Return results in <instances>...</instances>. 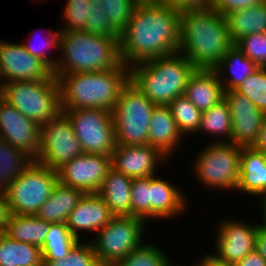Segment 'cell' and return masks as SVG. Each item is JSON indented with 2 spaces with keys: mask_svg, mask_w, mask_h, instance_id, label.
Wrapping results in <instances>:
<instances>
[{
  "mask_svg": "<svg viewBox=\"0 0 266 266\" xmlns=\"http://www.w3.org/2000/svg\"><path fill=\"white\" fill-rule=\"evenodd\" d=\"M234 45L258 67H266V32L247 35Z\"/></svg>",
  "mask_w": 266,
  "mask_h": 266,
  "instance_id": "obj_39",
  "label": "cell"
},
{
  "mask_svg": "<svg viewBox=\"0 0 266 266\" xmlns=\"http://www.w3.org/2000/svg\"><path fill=\"white\" fill-rule=\"evenodd\" d=\"M145 221L133 216H114L91 242L100 265L114 266L142 243ZM143 229V230H142Z\"/></svg>",
  "mask_w": 266,
  "mask_h": 266,
  "instance_id": "obj_9",
  "label": "cell"
},
{
  "mask_svg": "<svg viewBox=\"0 0 266 266\" xmlns=\"http://www.w3.org/2000/svg\"><path fill=\"white\" fill-rule=\"evenodd\" d=\"M61 109L95 108L112 112L130 81V67L101 72L58 74Z\"/></svg>",
  "mask_w": 266,
  "mask_h": 266,
  "instance_id": "obj_3",
  "label": "cell"
},
{
  "mask_svg": "<svg viewBox=\"0 0 266 266\" xmlns=\"http://www.w3.org/2000/svg\"><path fill=\"white\" fill-rule=\"evenodd\" d=\"M180 191L162 178L150 176V217L169 218L186 210Z\"/></svg>",
  "mask_w": 266,
  "mask_h": 266,
  "instance_id": "obj_24",
  "label": "cell"
},
{
  "mask_svg": "<svg viewBox=\"0 0 266 266\" xmlns=\"http://www.w3.org/2000/svg\"><path fill=\"white\" fill-rule=\"evenodd\" d=\"M236 190L266 198V154L251 147H242Z\"/></svg>",
  "mask_w": 266,
  "mask_h": 266,
  "instance_id": "obj_22",
  "label": "cell"
},
{
  "mask_svg": "<svg viewBox=\"0 0 266 266\" xmlns=\"http://www.w3.org/2000/svg\"><path fill=\"white\" fill-rule=\"evenodd\" d=\"M83 194L81 190L58 181L36 215L48 223H66Z\"/></svg>",
  "mask_w": 266,
  "mask_h": 266,
  "instance_id": "obj_25",
  "label": "cell"
},
{
  "mask_svg": "<svg viewBox=\"0 0 266 266\" xmlns=\"http://www.w3.org/2000/svg\"><path fill=\"white\" fill-rule=\"evenodd\" d=\"M102 10L110 24L121 33L127 26L137 0H102Z\"/></svg>",
  "mask_w": 266,
  "mask_h": 266,
  "instance_id": "obj_36",
  "label": "cell"
},
{
  "mask_svg": "<svg viewBox=\"0 0 266 266\" xmlns=\"http://www.w3.org/2000/svg\"><path fill=\"white\" fill-rule=\"evenodd\" d=\"M64 10L66 26L62 31L85 29L89 19V0H67Z\"/></svg>",
  "mask_w": 266,
  "mask_h": 266,
  "instance_id": "obj_41",
  "label": "cell"
},
{
  "mask_svg": "<svg viewBox=\"0 0 266 266\" xmlns=\"http://www.w3.org/2000/svg\"><path fill=\"white\" fill-rule=\"evenodd\" d=\"M138 2L164 1V0H137Z\"/></svg>",
  "mask_w": 266,
  "mask_h": 266,
  "instance_id": "obj_52",
  "label": "cell"
},
{
  "mask_svg": "<svg viewBox=\"0 0 266 266\" xmlns=\"http://www.w3.org/2000/svg\"><path fill=\"white\" fill-rule=\"evenodd\" d=\"M155 106L129 81L112 110L116 145H147Z\"/></svg>",
  "mask_w": 266,
  "mask_h": 266,
  "instance_id": "obj_7",
  "label": "cell"
},
{
  "mask_svg": "<svg viewBox=\"0 0 266 266\" xmlns=\"http://www.w3.org/2000/svg\"><path fill=\"white\" fill-rule=\"evenodd\" d=\"M102 3V0H89V19L84 31L100 36L120 37V33L107 20Z\"/></svg>",
  "mask_w": 266,
  "mask_h": 266,
  "instance_id": "obj_40",
  "label": "cell"
},
{
  "mask_svg": "<svg viewBox=\"0 0 266 266\" xmlns=\"http://www.w3.org/2000/svg\"><path fill=\"white\" fill-rule=\"evenodd\" d=\"M196 68L179 51L131 65L130 82L155 105L183 95Z\"/></svg>",
  "mask_w": 266,
  "mask_h": 266,
  "instance_id": "obj_5",
  "label": "cell"
},
{
  "mask_svg": "<svg viewBox=\"0 0 266 266\" xmlns=\"http://www.w3.org/2000/svg\"><path fill=\"white\" fill-rule=\"evenodd\" d=\"M168 106L182 135L197 132L202 112L184 94L176 97Z\"/></svg>",
  "mask_w": 266,
  "mask_h": 266,
  "instance_id": "obj_33",
  "label": "cell"
},
{
  "mask_svg": "<svg viewBox=\"0 0 266 266\" xmlns=\"http://www.w3.org/2000/svg\"><path fill=\"white\" fill-rule=\"evenodd\" d=\"M112 168L129 178L155 175L159 160L165 157L158 149L147 145H116L112 155ZM157 164V165H156Z\"/></svg>",
  "mask_w": 266,
  "mask_h": 266,
  "instance_id": "obj_18",
  "label": "cell"
},
{
  "mask_svg": "<svg viewBox=\"0 0 266 266\" xmlns=\"http://www.w3.org/2000/svg\"><path fill=\"white\" fill-rule=\"evenodd\" d=\"M233 44L226 17L213 8L181 11L179 52L196 69H213Z\"/></svg>",
  "mask_w": 266,
  "mask_h": 266,
  "instance_id": "obj_2",
  "label": "cell"
},
{
  "mask_svg": "<svg viewBox=\"0 0 266 266\" xmlns=\"http://www.w3.org/2000/svg\"><path fill=\"white\" fill-rule=\"evenodd\" d=\"M259 67L248 57H246L234 44L227 50L222 60L213 68L218 77H223L222 73L228 69L231 76L225 80H220L224 91L235 90L241 83L253 74ZM223 81V82H222ZM226 82V83H225ZM225 85H224V84ZM225 86V87H224Z\"/></svg>",
  "mask_w": 266,
  "mask_h": 266,
  "instance_id": "obj_28",
  "label": "cell"
},
{
  "mask_svg": "<svg viewBox=\"0 0 266 266\" xmlns=\"http://www.w3.org/2000/svg\"><path fill=\"white\" fill-rule=\"evenodd\" d=\"M80 239H77L66 223H50L49 231L42 246L43 261L66 258L69 251Z\"/></svg>",
  "mask_w": 266,
  "mask_h": 266,
  "instance_id": "obj_30",
  "label": "cell"
},
{
  "mask_svg": "<svg viewBox=\"0 0 266 266\" xmlns=\"http://www.w3.org/2000/svg\"><path fill=\"white\" fill-rule=\"evenodd\" d=\"M250 147L256 151L266 154V112L264 113L262 126L257 134V138Z\"/></svg>",
  "mask_w": 266,
  "mask_h": 266,
  "instance_id": "obj_46",
  "label": "cell"
},
{
  "mask_svg": "<svg viewBox=\"0 0 266 266\" xmlns=\"http://www.w3.org/2000/svg\"><path fill=\"white\" fill-rule=\"evenodd\" d=\"M58 182L57 171L32 161L7 183L6 200L10 214L36 215Z\"/></svg>",
  "mask_w": 266,
  "mask_h": 266,
  "instance_id": "obj_8",
  "label": "cell"
},
{
  "mask_svg": "<svg viewBox=\"0 0 266 266\" xmlns=\"http://www.w3.org/2000/svg\"><path fill=\"white\" fill-rule=\"evenodd\" d=\"M263 2L266 0H215L213 9L220 15L226 16L230 12L250 8Z\"/></svg>",
  "mask_w": 266,
  "mask_h": 266,
  "instance_id": "obj_43",
  "label": "cell"
},
{
  "mask_svg": "<svg viewBox=\"0 0 266 266\" xmlns=\"http://www.w3.org/2000/svg\"><path fill=\"white\" fill-rule=\"evenodd\" d=\"M43 266H100L91 243H80L72 247L66 258L43 261Z\"/></svg>",
  "mask_w": 266,
  "mask_h": 266,
  "instance_id": "obj_38",
  "label": "cell"
},
{
  "mask_svg": "<svg viewBox=\"0 0 266 266\" xmlns=\"http://www.w3.org/2000/svg\"><path fill=\"white\" fill-rule=\"evenodd\" d=\"M0 266H43L42 250L0 234Z\"/></svg>",
  "mask_w": 266,
  "mask_h": 266,
  "instance_id": "obj_29",
  "label": "cell"
},
{
  "mask_svg": "<svg viewBox=\"0 0 266 266\" xmlns=\"http://www.w3.org/2000/svg\"><path fill=\"white\" fill-rule=\"evenodd\" d=\"M224 99L229 105L232 117L231 143L250 147L260 131L264 112L236 90L225 91Z\"/></svg>",
  "mask_w": 266,
  "mask_h": 266,
  "instance_id": "obj_16",
  "label": "cell"
},
{
  "mask_svg": "<svg viewBox=\"0 0 266 266\" xmlns=\"http://www.w3.org/2000/svg\"><path fill=\"white\" fill-rule=\"evenodd\" d=\"M0 139L24 151L33 161L39 154L40 125L0 96Z\"/></svg>",
  "mask_w": 266,
  "mask_h": 266,
  "instance_id": "obj_15",
  "label": "cell"
},
{
  "mask_svg": "<svg viewBox=\"0 0 266 266\" xmlns=\"http://www.w3.org/2000/svg\"><path fill=\"white\" fill-rule=\"evenodd\" d=\"M114 216L98 193H84L77 206L69 213L66 225L79 239L78 230L98 232Z\"/></svg>",
  "mask_w": 266,
  "mask_h": 266,
  "instance_id": "obj_19",
  "label": "cell"
},
{
  "mask_svg": "<svg viewBox=\"0 0 266 266\" xmlns=\"http://www.w3.org/2000/svg\"><path fill=\"white\" fill-rule=\"evenodd\" d=\"M213 69H196L189 77L184 95L201 112L224 99V88Z\"/></svg>",
  "mask_w": 266,
  "mask_h": 266,
  "instance_id": "obj_20",
  "label": "cell"
},
{
  "mask_svg": "<svg viewBox=\"0 0 266 266\" xmlns=\"http://www.w3.org/2000/svg\"><path fill=\"white\" fill-rule=\"evenodd\" d=\"M237 266H265V259L259 254V252L254 249L248 255H246L242 260L236 263Z\"/></svg>",
  "mask_w": 266,
  "mask_h": 266,
  "instance_id": "obj_45",
  "label": "cell"
},
{
  "mask_svg": "<svg viewBox=\"0 0 266 266\" xmlns=\"http://www.w3.org/2000/svg\"><path fill=\"white\" fill-rule=\"evenodd\" d=\"M170 260L154 244L143 243L114 266H172Z\"/></svg>",
  "mask_w": 266,
  "mask_h": 266,
  "instance_id": "obj_34",
  "label": "cell"
},
{
  "mask_svg": "<svg viewBox=\"0 0 266 266\" xmlns=\"http://www.w3.org/2000/svg\"><path fill=\"white\" fill-rule=\"evenodd\" d=\"M52 75L53 71L23 44L0 41V77L5 79L2 82L48 80Z\"/></svg>",
  "mask_w": 266,
  "mask_h": 266,
  "instance_id": "obj_14",
  "label": "cell"
},
{
  "mask_svg": "<svg viewBox=\"0 0 266 266\" xmlns=\"http://www.w3.org/2000/svg\"><path fill=\"white\" fill-rule=\"evenodd\" d=\"M178 11L213 8L215 0H164Z\"/></svg>",
  "mask_w": 266,
  "mask_h": 266,
  "instance_id": "obj_44",
  "label": "cell"
},
{
  "mask_svg": "<svg viewBox=\"0 0 266 266\" xmlns=\"http://www.w3.org/2000/svg\"><path fill=\"white\" fill-rule=\"evenodd\" d=\"M197 266H237L236 263L225 262L219 260L218 258L214 257L213 255H206Z\"/></svg>",
  "mask_w": 266,
  "mask_h": 266,
  "instance_id": "obj_49",
  "label": "cell"
},
{
  "mask_svg": "<svg viewBox=\"0 0 266 266\" xmlns=\"http://www.w3.org/2000/svg\"><path fill=\"white\" fill-rule=\"evenodd\" d=\"M198 131H205L209 134L218 135V137H220L219 135H224V137H228V143L231 142L232 117L225 99L212 106L209 110L202 112Z\"/></svg>",
  "mask_w": 266,
  "mask_h": 266,
  "instance_id": "obj_31",
  "label": "cell"
},
{
  "mask_svg": "<svg viewBox=\"0 0 266 266\" xmlns=\"http://www.w3.org/2000/svg\"><path fill=\"white\" fill-rule=\"evenodd\" d=\"M83 153L68 116L61 111L40 126L39 154L34 160L57 171Z\"/></svg>",
  "mask_w": 266,
  "mask_h": 266,
  "instance_id": "obj_12",
  "label": "cell"
},
{
  "mask_svg": "<svg viewBox=\"0 0 266 266\" xmlns=\"http://www.w3.org/2000/svg\"><path fill=\"white\" fill-rule=\"evenodd\" d=\"M111 168V156L82 153L57 170L58 181L83 193H97Z\"/></svg>",
  "mask_w": 266,
  "mask_h": 266,
  "instance_id": "obj_13",
  "label": "cell"
},
{
  "mask_svg": "<svg viewBox=\"0 0 266 266\" xmlns=\"http://www.w3.org/2000/svg\"><path fill=\"white\" fill-rule=\"evenodd\" d=\"M120 37L100 36L84 30L61 31L59 49L65 53L53 71L58 74L101 72L121 63Z\"/></svg>",
  "mask_w": 266,
  "mask_h": 266,
  "instance_id": "obj_4",
  "label": "cell"
},
{
  "mask_svg": "<svg viewBox=\"0 0 266 266\" xmlns=\"http://www.w3.org/2000/svg\"><path fill=\"white\" fill-rule=\"evenodd\" d=\"M0 80H1V77H0ZM2 86H3V83L0 82V93H1V91H2Z\"/></svg>",
  "mask_w": 266,
  "mask_h": 266,
  "instance_id": "obj_53",
  "label": "cell"
},
{
  "mask_svg": "<svg viewBox=\"0 0 266 266\" xmlns=\"http://www.w3.org/2000/svg\"><path fill=\"white\" fill-rule=\"evenodd\" d=\"M242 146L216 141L201 152L194 168L198 178L211 188L237 189Z\"/></svg>",
  "mask_w": 266,
  "mask_h": 266,
  "instance_id": "obj_11",
  "label": "cell"
},
{
  "mask_svg": "<svg viewBox=\"0 0 266 266\" xmlns=\"http://www.w3.org/2000/svg\"><path fill=\"white\" fill-rule=\"evenodd\" d=\"M60 35H61V32H52L51 31V35L49 36V40L47 39V43L44 44L45 46H48V47H52L53 49L54 48H57L60 46ZM51 39V40H50ZM46 42V41H45ZM27 43V44H26ZM24 43L23 42V45L25 47V49L34 57L40 59L42 62H44L52 71H54L55 67L57 66V60H53V58L49 57L47 52L45 50H42L41 48H36V46H33L31 45L29 42H26ZM42 45V46H44ZM44 46V49H46V47ZM47 47V48H48Z\"/></svg>",
  "mask_w": 266,
  "mask_h": 266,
  "instance_id": "obj_42",
  "label": "cell"
},
{
  "mask_svg": "<svg viewBox=\"0 0 266 266\" xmlns=\"http://www.w3.org/2000/svg\"><path fill=\"white\" fill-rule=\"evenodd\" d=\"M131 216L144 221L150 217V176L132 179Z\"/></svg>",
  "mask_w": 266,
  "mask_h": 266,
  "instance_id": "obj_37",
  "label": "cell"
},
{
  "mask_svg": "<svg viewBox=\"0 0 266 266\" xmlns=\"http://www.w3.org/2000/svg\"><path fill=\"white\" fill-rule=\"evenodd\" d=\"M218 229L217 254L213 256L219 260L237 263L255 249L259 224L250 225L233 221V219H225Z\"/></svg>",
  "mask_w": 266,
  "mask_h": 266,
  "instance_id": "obj_17",
  "label": "cell"
},
{
  "mask_svg": "<svg viewBox=\"0 0 266 266\" xmlns=\"http://www.w3.org/2000/svg\"><path fill=\"white\" fill-rule=\"evenodd\" d=\"M9 209L6 200V194L0 192V229L4 231L6 221L9 217Z\"/></svg>",
  "mask_w": 266,
  "mask_h": 266,
  "instance_id": "obj_48",
  "label": "cell"
},
{
  "mask_svg": "<svg viewBox=\"0 0 266 266\" xmlns=\"http://www.w3.org/2000/svg\"><path fill=\"white\" fill-rule=\"evenodd\" d=\"M32 161L24 151L0 139V175L6 183L15 179Z\"/></svg>",
  "mask_w": 266,
  "mask_h": 266,
  "instance_id": "obj_32",
  "label": "cell"
},
{
  "mask_svg": "<svg viewBox=\"0 0 266 266\" xmlns=\"http://www.w3.org/2000/svg\"><path fill=\"white\" fill-rule=\"evenodd\" d=\"M245 95L260 111L266 112V67H259L235 89Z\"/></svg>",
  "mask_w": 266,
  "mask_h": 266,
  "instance_id": "obj_35",
  "label": "cell"
},
{
  "mask_svg": "<svg viewBox=\"0 0 266 266\" xmlns=\"http://www.w3.org/2000/svg\"><path fill=\"white\" fill-rule=\"evenodd\" d=\"M181 12L165 1L138 2L120 33L124 65L167 56L179 51Z\"/></svg>",
  "mask_w": 266,
  "mask_h": 266,
  "instance_id": "obj_1",
  "label": "cell"
},
{
  "mask_svg": "<svg viewBox=\"0 0 266 266\" xmlns=\"http://www.w3.org/2000/svg\"><path fill=\"white\" fill-rule=\"evenodd\" d=\"M225 17L229 37L234 44L247 35L266 32V2L230 12Z\"/></svg>",
  "mask_w": 266,
  "mask_h": 266,
  "instance_id": "obj_27",
  "label": "cell"
},
{
  "mask_svg": "<svg viewBox=\"0 0 266 266\" xmlns=\"http://www.w3.org/2000/svg\"><path fill=\"white\" fill-rule=\"evenodd\" d=\"M83 153L111 156L116 147L112 112L95 108L62 109Z\"/></svg>",
  "mask_w": 266,
  "mask_h": 266,
  "instance_id": "obj_10",
  "label": "cell"
},
{
  "mask_svg": "<svg viewBox=\"0 0 266 266\" xmlns=\"http://www.w3.org/2000/svg\"><path fill=\"white\" fill-rule=\"evenodd\" d=\"M255 249L266 261V230L259 224V230L256 235Z\"/></svg>",
  "mask_w": 266,
  "mask_h": 266,
  "instance_id": "obj_47",
  "label": "cell"
},
{
  "mask_svg": "<svg viewBox=\"0 0 266 266\" xmlns=\"http://www.w3.org/2000/svg\"><path fill=\"white\" fill-rule=\"evenodd\" d=\"M0 96L40 126L62 111L59 84L54 75L48 80L3 83Z\"/></svg>",
  "mask_w": 266,
  "mask_h": 266,
  "instance_id": "obj_6",
  "label": "cell"
},
{
  "mask_svg": "<svg viewBox=\"0 0 266 266\" xmlns=\"http://www.w3.org/2000/svg\"><path fill=\"white\" fill-rule=\"evenodd\" d=\"M49 227L50 223L37 215L9 214L3 232L13 240L42 248Z\"/></svg>",
  "mask_w": 266,
  "mask_h": 266,
  "instance_id": "obj_26",
  "label": "cell"
},
{
  "mask_svg": "<svg viewBox=\"0 0 266 266\" xmlns=\"http://www.w3.org/2000/svg\"><path fill=\"white\" fill-rule=\"evenodd\" d=\"M132 178L111 168L97 193L115 216H131Z\"/></svg>",
  "mask_w": 266,
  "mask_h": 266,
  "instance_id": "obj_23",
  "label": "cell"
},
{
  "mask_svg": "<svg viewBox=\"0 0 266 266\" xmlns=\"http://www.w3.org/2000/svg\"><path fill=\"white\" fill-rule=\"evenodd\" d=\"M183 137L168 105H156L153 109L148 134V144L169 156Z\"/></svg>",
  "mask_w": 266,
  "mask_h": 266,
  "instance_id": "obj_21",
  "label": "cell"
},
{
  "mask_svg": "<svg viewBox=\"0 0 266 266\" xmlns=\"http://www.w3.org/2000/svg\"><path fill=\"white\" fill-rule=\"evenodd\" d=\"M263 200H261L262 202H263V204L262 205H264L263 206V214H264V223L262 222V224H260V226L263 228V229H265L266 230V198H262Z\"/></svg>",
  "mask_w": 266,
  "mask_h": 266,
  "instance_id": "obj_50",
  "label": "cell"
},
{
  "mask_svg": "<svg viewBox=\"0 0 266 266\" xmlns=\"http://www.w3.org/2000/svg\"><path fill=\"white\" fill-rule=\"evenodd\" d=\"M7 189V183L4 181V179L0 175V192L6 193Z\"/></svg>",
  "mask_w": 266,
  "mask_h": 266,
  "instance_id": "obj_51",
  "label": "cell"
}]
</instances>
